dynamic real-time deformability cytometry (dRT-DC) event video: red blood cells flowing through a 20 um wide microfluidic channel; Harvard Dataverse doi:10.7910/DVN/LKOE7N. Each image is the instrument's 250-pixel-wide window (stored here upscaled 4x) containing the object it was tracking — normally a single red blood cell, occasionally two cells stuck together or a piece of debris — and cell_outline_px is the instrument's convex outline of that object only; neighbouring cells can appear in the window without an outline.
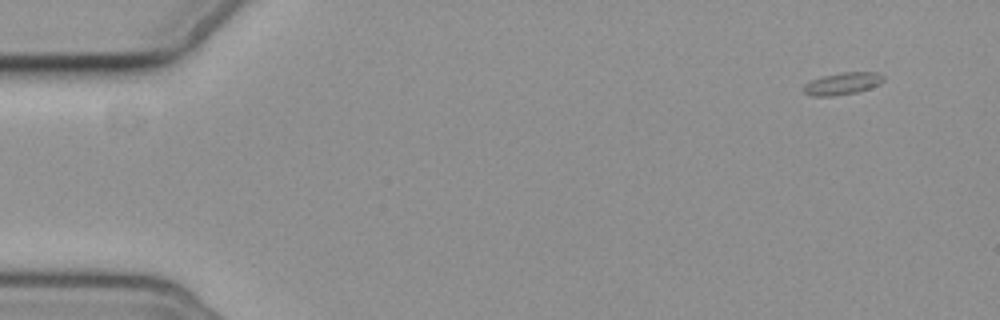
{"species": "common noctule bat (a hibernating species)", "species_latin": "Nyctalus noctula", "temperature_condition": "cold", "stored_images_in_passage": 4, "camera_frame_rate_fps": 3000, "um_per_image_px": 0.085, "animal": {"sex": "female", "body_mass_g": 19.3, "forearm_length_mm": 54.1}, "frame": {"image": 1, "passage_image": 4, "time_ms": 4.333, "image_size_px": [1000, 320], "cell_outline_px": [[884, 80], [880, 84], [856, 92], [832, 96], [812, 96], [804, 92], [804, 84], [820, 76], [840, 72], [876, 72], [884, 76]], "centroid_in_image_um": [71.6, 7.09], "position_along_channel_um": 13.4, "area_um2": 10.29}}